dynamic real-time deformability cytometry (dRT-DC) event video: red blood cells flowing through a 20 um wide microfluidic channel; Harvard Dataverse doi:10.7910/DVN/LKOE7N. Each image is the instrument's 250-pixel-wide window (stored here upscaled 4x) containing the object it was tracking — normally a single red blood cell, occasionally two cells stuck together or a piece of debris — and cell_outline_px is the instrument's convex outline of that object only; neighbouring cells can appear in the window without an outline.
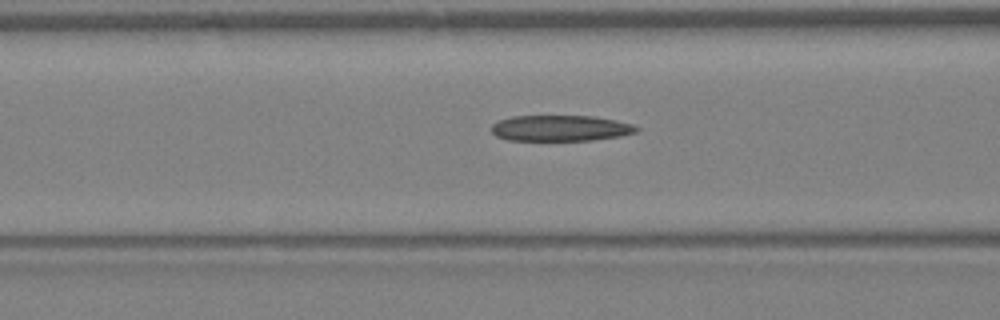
{"species": "Egyptian fruit bat (a non-hibernating species)", "species_latin": "Rousettus aegyptiacus", "temperature_condition": "warm", "stored_images_in_passage": 26, "camera_frame_rate_fps": 3000, "um_per_image_px": 0.085, "animal": {"sex": "female"}, "frame": {"image": 1, "passage_image": 10, "time_ms": 3.0, "image_size_px": [1000, 320], "cell_outline_px": [[640, 128], [636, 132], [620, 136], [592, 140], [508, 140], [496, 136], [492, 132], [492, 124], [496, 120], [512, 116], [596, 116], [616, 120], [632, 124]], "centroid_in_image_um": [47.63, 10.89], "position_along_channel_um": 119.0, "area_um2": 21.96}}
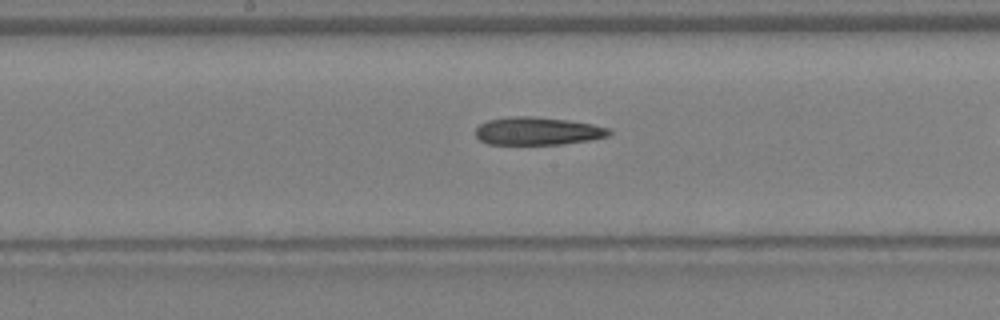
{"frame": {"image": 2, "passage_image": 15, "time_ms": 4.667, "image_size_px": [1000, 320], "cell_outline_px": [[612, 132], [608, 136], [592, 140], [564, 144], [488, 144], [480, 140], [476, 136], [476, 128], [480, 124], [488, 120], [512, 116], [532, 116], [568, 120], [592, 124], [608, 128]], "centroid_in_image_um": [45.71, 11.14], "position_along_channel_um": 202.5, "area_um2": 21.73}}
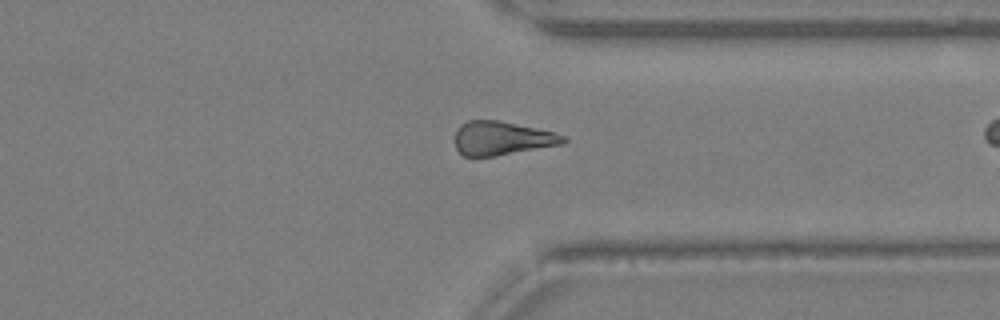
{"frame": {"image": 3, "passage_image": 25, "time_ms": 8.0, "image_size_px": [1000, 320], "cell_outline_px": [[568, 140], [564, 144], [492, 156], [464, 156], [456, 148], [456, 128], [460, 124], [468, 120], [496, 120], [556, 132], [564, 136]], "centroid_in_image_um": [42.67, 11.74], "position_along_channel_um": 368.7, "area_um2": 21.15}}